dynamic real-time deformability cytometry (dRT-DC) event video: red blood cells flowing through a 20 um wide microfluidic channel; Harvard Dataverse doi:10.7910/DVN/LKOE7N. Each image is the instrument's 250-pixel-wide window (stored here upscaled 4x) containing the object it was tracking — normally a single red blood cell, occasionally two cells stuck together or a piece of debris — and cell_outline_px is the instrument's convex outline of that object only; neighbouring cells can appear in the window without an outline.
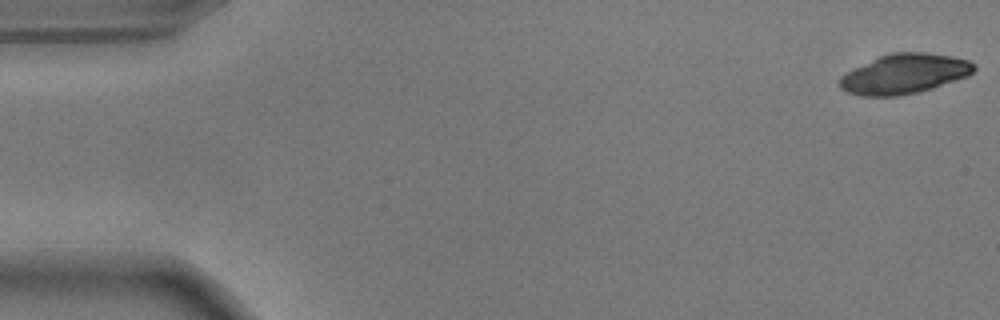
{"species": "common noctule bat (a hibernating species)", "species_latin": "Nyctalus noctula", "temperature_condition": "warm", "stored_images_in_passage": 54, "camera_frame_rate_fps": 3000, "um_per_image_px": 0.085, "animal": {"sex": "male", "body_mass_g": 17.9}, "frame": {"image": 1, "passage_image": 1, "time_ms": 0.0, "image_size_px": [1000, 320], "cell_outline_px": [[976, 68], [968, 76], [932, 88], [900, 96], [860, 96], [848, 92], [840, 88], [840, 76], [880, 56], [892, 52], [924, 52], [952, 56], [968, 60], [976, 64]], "centroid_in_image_um": [76.9, 6.28], "position_along_channel_um": 8.1, "area_um2": 30.87}}